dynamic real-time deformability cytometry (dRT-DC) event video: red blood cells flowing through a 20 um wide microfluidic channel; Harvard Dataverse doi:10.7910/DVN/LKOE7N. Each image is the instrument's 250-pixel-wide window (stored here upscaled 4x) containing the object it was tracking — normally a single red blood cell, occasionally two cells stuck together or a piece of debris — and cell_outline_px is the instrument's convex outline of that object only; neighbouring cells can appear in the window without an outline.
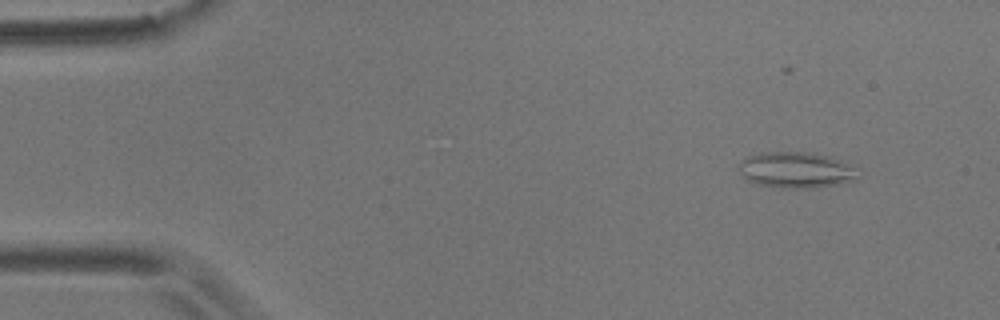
{"species": "common noctule bat (a hibernating species)", "species_latin": "Nyctalus noctula", "temperature_condition": "room temperature", "stored_images_in_passage": 4, "camera_frame_rate_fps": 3000, "um_per_image_px": 0.085, "animal": {"sex": "male", "body_mass_g": 17.9}, "frame": {"image": 1, "passage_image": 1, "time_ms": 0.0, "image_size_px": [1000, 320], "cell_outline_px": [[860, 176], [856, 180], [836, 184], [808, 188], [780, 188], [760, 184], [748, 180], [740, 172], [736, 164], [740, 160], [748, 156], [764, 152], [812, 152], [832, 156], [856, 168]], "centroid_in_image_um": [67.67, 14.43], "position_along_channel_um": 17.3, "area_um2": 25.14}}
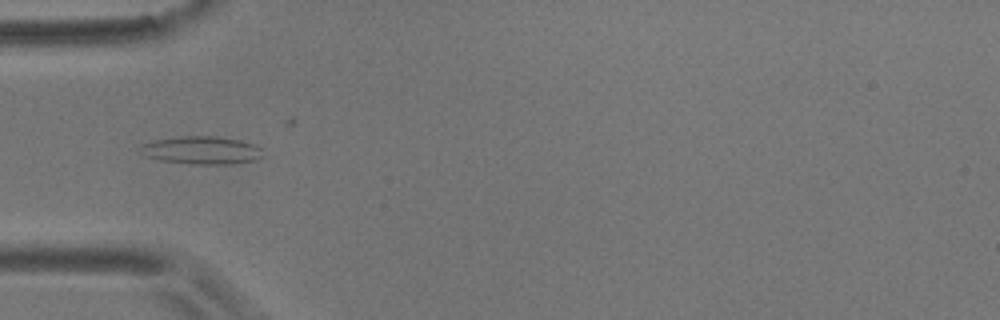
{"frame": {"image": 2, "passage_image": 4, "time_ms": 1.0, "image_size_px": [1000, 320], "cell_outline_px": [[264, 156], [256, 160], [228, 164], [192, 164], [160, 160], [144, 156], [140, 144], [156, 140], [184, 136], [216, 136], [240, 140], [252, 144], [260, 148]], "centroid_in_image_um": [17.15, 12.77], "position_along_channel_um": 67.8, "area_um2": 19.77}}